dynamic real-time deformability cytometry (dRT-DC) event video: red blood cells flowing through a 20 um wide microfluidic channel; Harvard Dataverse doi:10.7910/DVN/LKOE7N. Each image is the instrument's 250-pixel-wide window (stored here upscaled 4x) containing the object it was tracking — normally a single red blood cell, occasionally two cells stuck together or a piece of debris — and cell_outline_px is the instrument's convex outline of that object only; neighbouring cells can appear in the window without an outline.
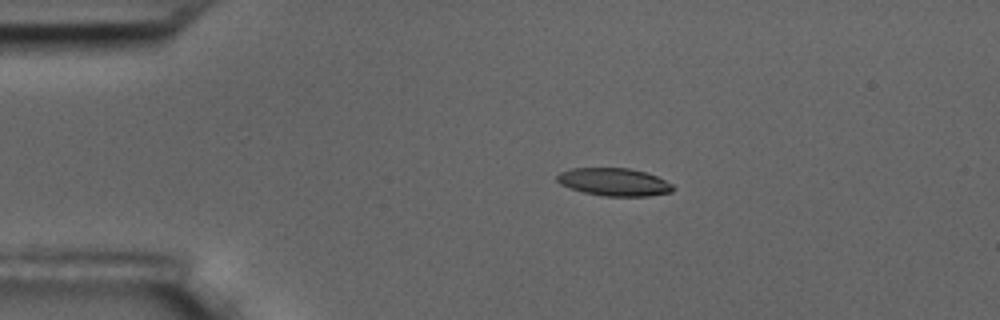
{"species": "common noctule bat (a hibernating species)", "species_latin": "Nyctalus noctula", "temperature_condition": "room temperature", "stored_images_in_passage": 6, "camera_frame_rate_fps": 3000, "um_per_image_px": 0.085, "animal": {"sex": "male", "body_mass_g": 17.5, "forearm_length_mm": 52.3}, "frame": {"image": 1, "passage_image": 3, "time_ms": 2.333, "image_size_px": [1000, 320], "cell_outline_px": [[676, 188], [672, 192], [648, 196], [604, 196], [584, 192], [560, 184], [556, 180], [556, 176], [560, 172], [572, 168], [628, 168], [644, 172], [656, 176], [672, 184]], "centroid_in_image_um": [52.2, 15.47], "position_along_channel_um": 32.8, "area_um2": 18.67}}
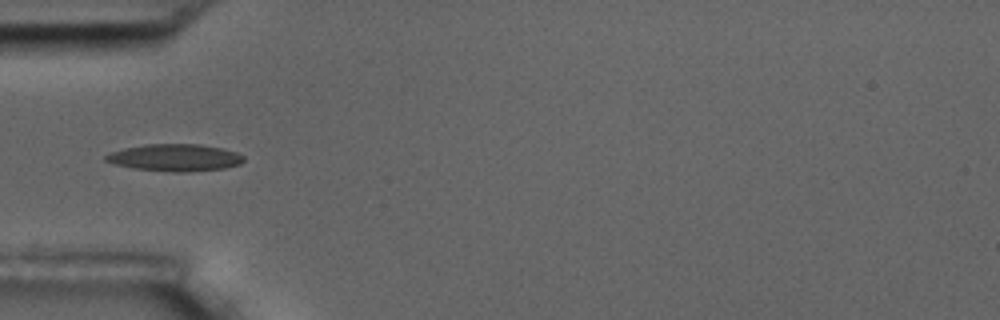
{"frame": {"image": 2, "passage_image": 5, "time_ms": 4.667, "image_size_px": [1000, 320], "cell_outline_px": [[244, 160], [240, 164], [224, 168], [188, 172], [176, 172], [132, 168], [112, 164], [104, 160], [104, 156], [112, 152], [124, 148], [144, 144], [200, 144], [224, 148], [236, 152], [244, 156]], "centroid_in_image_um": [14.87, 13.39], "position_along_channel_um": 70.1, "area_um2": 21.91}}